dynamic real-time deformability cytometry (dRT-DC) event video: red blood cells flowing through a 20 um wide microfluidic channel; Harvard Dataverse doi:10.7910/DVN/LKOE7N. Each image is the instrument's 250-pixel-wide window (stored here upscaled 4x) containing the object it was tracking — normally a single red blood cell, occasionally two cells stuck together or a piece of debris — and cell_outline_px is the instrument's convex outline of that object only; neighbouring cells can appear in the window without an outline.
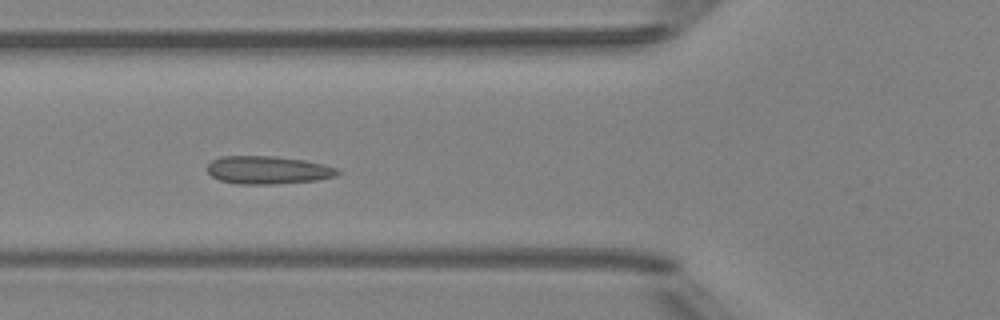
{"species": "Egyptian fruit bat (a non-hibernating species)", "species_latin": "Rousettus aegyptiacus", "temperature_condition": "room temperature", "stored_images_in_passage": 7, "camera_frame_rate_fps": 3000, "um_per_image_px": 0.085, "animal": {"sex": "female"}, "frame": {"image": 1, "passage_image": 5, "time_ms": 4.333, "image_size_px": [1000, 320], "cell_outline_px": [[340, 172], [336, 176], [316, 180], [272, 184], [240, 184], [220, 180], [212, 176], [208, 172], [208, 164], [212, 160], [220, 156], [276, 156], [304, 160], [324, 164], [336, 168]], "centroid_in_image_um": [22.77, 14.44], "position_along_channel_um": 103.0, "area_um2": 21.15}}
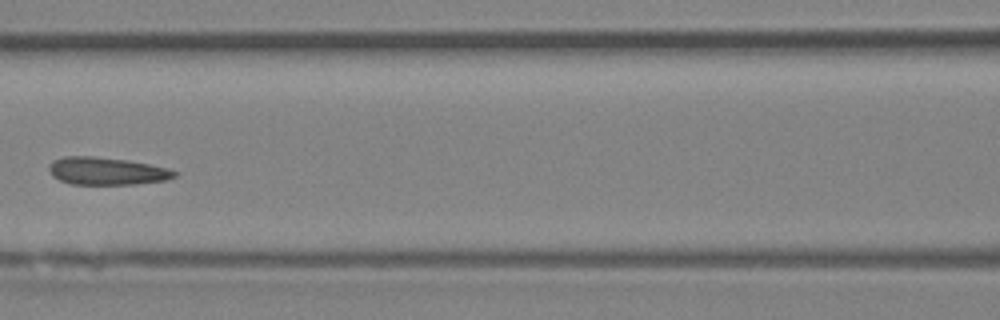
{"frame": {"image": 2, "passage_image": 6, "time_ms": 5.667, "image_size_px": [1000, 320], "cell_outline_px": [[180, 172], [176, 176], [164, 180], [136, 184], [72, 184], [60, 180], [52, 176], [48, 168], [48, 164], [52, 160], [64, 156], [92, 156], [128, 160], [168, 168]], "centroid_in_image_um": [9.05, 14.53], "position_along_channel_um": 157.6, "area_um2": 20.23}}
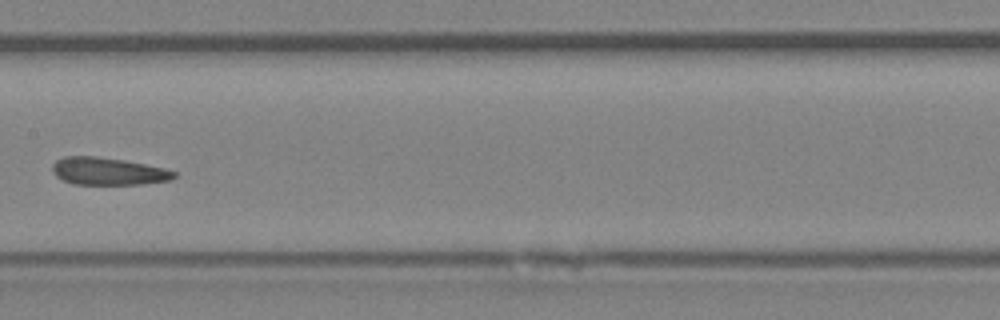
{"frame": {"image": 3, "passage_image": 7, "time_ms": 6.667, "image_size_px": [1000, 320], "cell_outline_px": [[176, 176], [168, 180], [144, 184], [72, 184], [56, 176], [52, 172], [52, 164], [56, 160], [64, 156], [96, 156], [124, 160], [164, 168], [176, 172]], "centroid_in_image_um": [9.15, 14.55], "position_along_channel_um": 198.2, "area_um2": 19.42}}